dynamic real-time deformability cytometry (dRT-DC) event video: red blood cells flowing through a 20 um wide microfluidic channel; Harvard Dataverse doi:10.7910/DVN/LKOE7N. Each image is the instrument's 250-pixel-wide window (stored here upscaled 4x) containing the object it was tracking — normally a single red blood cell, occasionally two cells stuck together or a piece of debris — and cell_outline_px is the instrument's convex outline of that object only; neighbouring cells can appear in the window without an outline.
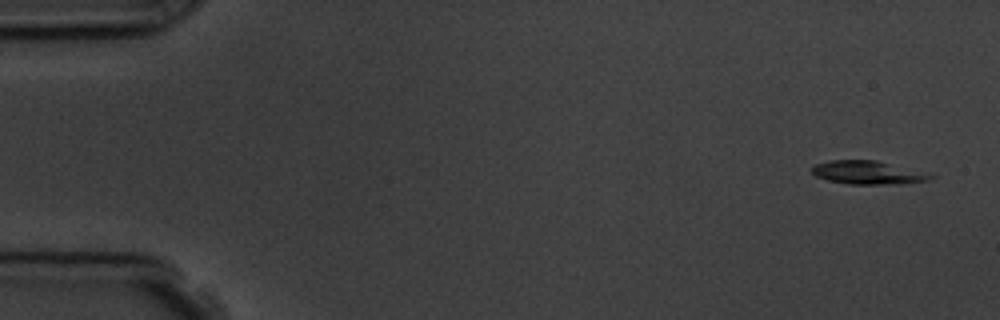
{"species": "common noctule bat (a hibernating species)", "species_latin": "Nyctalus noctula", "temperature_condition": "room temperature", "stored_images_in_passage": 7, "camera_frame_rate_fps": 3000, "um_per_image_px": 0.085, "animal": {"sex": "male", "body_mass_g": 19.5, "forearm_length_mm": 54.6}, "frame": {"image": 1, "passage_image": 1, "time_ms": 0.0, "image_size_px": [1000, 320], "cell_outline_px": [[936, 176], [928, 180], [884, 184], [848, 184], [828, 180], [816, 176], [812, 172], [812, 168], [816, 164], [832, 160], [876, 160]], "centroid_in_image_um": [73.68, 14.66], "position_along_channel_um": 11.3, "area_um2": 15.55}}
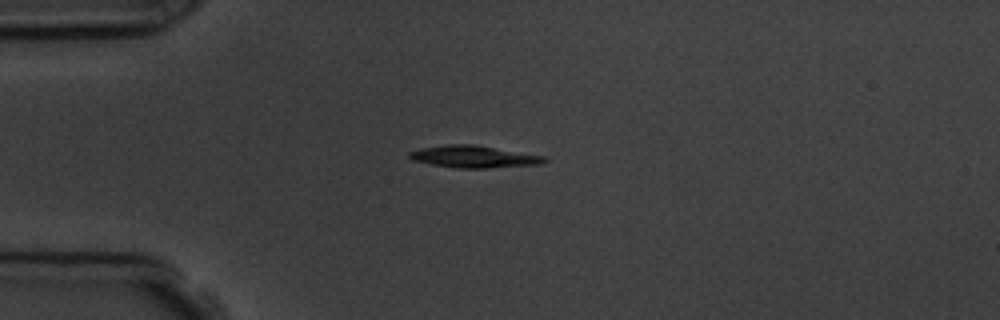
{"frame": {"image": 2, "passage_image": 4, "time_ms": 3.667, "image_size_px": [1000, 320], "cell_outline_px": [[548, 160], [540, 164], [488, 168], [456, 168], [432, 164], [412, 160], [408, 156], [408, 152], [420, 148], [448, 144], [472, 144], [544, 156]], "centroid_in_image_um": [40.24, 13.32], "position_along_channel_um": 44.8, "area_um2": 17.22}}